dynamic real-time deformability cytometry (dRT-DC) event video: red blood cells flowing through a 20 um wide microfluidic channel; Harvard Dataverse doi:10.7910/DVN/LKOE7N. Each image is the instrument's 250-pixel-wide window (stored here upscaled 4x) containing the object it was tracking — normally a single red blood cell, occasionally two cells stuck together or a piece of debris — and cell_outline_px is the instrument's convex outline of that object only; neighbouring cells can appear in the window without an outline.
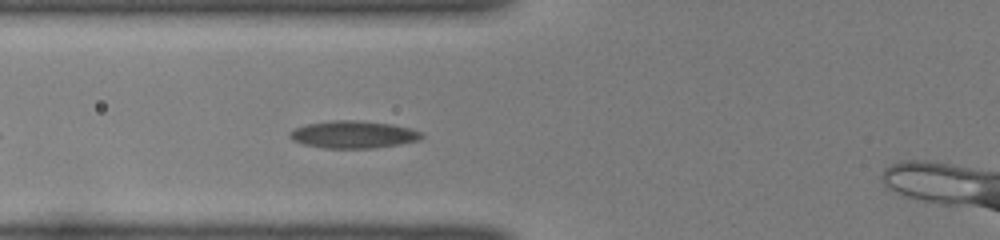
{"species": "common noctule bat (a hibernating species)", "species_latin": "Nyctalus noctula", "temperature_condition": "room temperature", "stored_images_in_passage": 35, "camera_frame_rate_fps": 3000, "um_per_image_px": 0.085, "animal": {"sex": "female", "body_mass_g": 22.0, "forearm_length_mm": 56.7}, "frame": {"image": 1, "passage_image": 6, "time_ms": 1.667, "image_size_px": [1000, 240], "cell_outline_px": [[424, 136], [420, 140], [372, 148], [328, 148], [304, 144], [292, 140], [288, 136], [288, 132], [296, 128], [308, 124], [332, 120], [356, 120], [392, 124], [408, 128], [420, 132]], "centroid_in_image_um": [30.0, 11.43], "position_along_channel_um": 95.8, "area_um2": 20.75}}
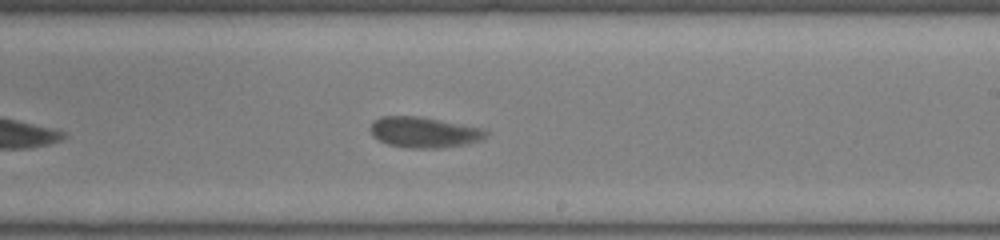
{"frame": {"image": 2, "passage_image": 18, "time_ms": 5.667, "image_size_px": [1000, 240], "cell_outline_px": [[488, 136], [480, 140], [464, 144], [440, 148], [408, 148], [388, 144], [372, 136], [372, 124], [380, 116], [420, 116], [484, 128], [488, 132]], "centroid_in_image_um": [36.08, 11.24], "position_along_channel_um": 252.9, "area_um2": 20.58}}
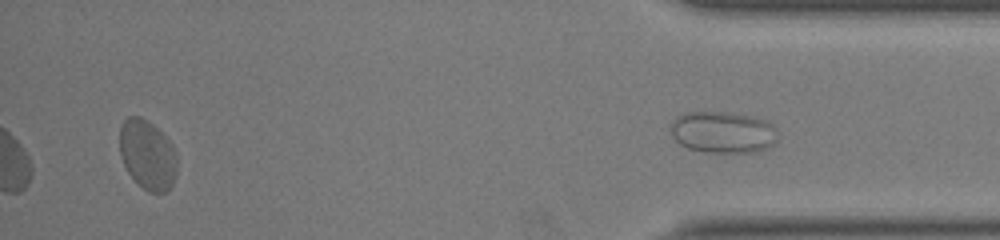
{"frame": {"image": 3, "passage_image": 35, "time_ms": 11.333, "image_size_px": [1000, 240], "cell_outline_px": [[176, 172], [172, 184], [164, 192], [148, 192], [128, 172], [120, 156], [120, 128], [124, 120], [128, 116], [140, 116], [148, 120], [168, 140], [176, 152]], "centroid_in_image_um": [12.52, 13.13], "position_along_channel_um": 422.7, "area_um2": 22.89}, "authors_computed_cell_mechanics": {"area_um2": 20.5768, "velocity_mm_per_s": 3.9391, "shape_relaxation_time_tau1_ms": 5.5582, "shape_relaxation_time_tau2_ms": 0.8723, "deformation_change_tau1": 0.1184, "deformation_change_tau2": 0.0578}}